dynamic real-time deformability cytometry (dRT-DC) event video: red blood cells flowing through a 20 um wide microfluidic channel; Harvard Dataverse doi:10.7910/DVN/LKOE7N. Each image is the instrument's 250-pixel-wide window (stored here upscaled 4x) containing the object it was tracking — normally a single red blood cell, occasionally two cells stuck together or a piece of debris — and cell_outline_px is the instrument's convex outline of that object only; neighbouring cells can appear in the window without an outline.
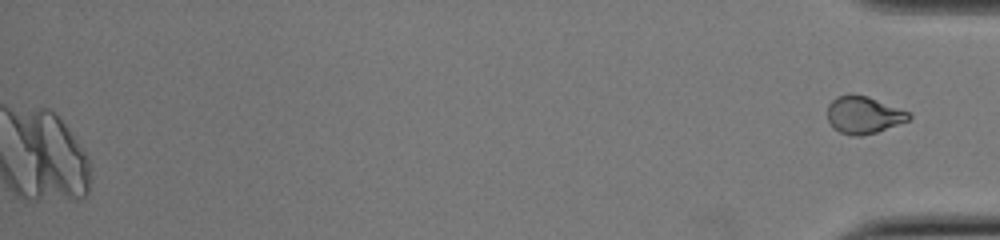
{"species": "common noctule bat (a hibernating species)", "species_latin": "Nyctalus noctula", "temperature_condition": "cold", "stored_images_in_passage": 46, "camera_frame_rate_fps": 3000, "um_per_image_px": 0.085, "animal": {"sex": "female", "body_mass_g": 22.0, "forearm_length_mm": 56.7}, "frame": {"image": 1, "passage_image": 46, "time_ms": 15.0, "image_size_px": [1000, 240], "cell_outline_px": [[912, 116], [908, 120], [876, 132], [860, 136], [852, 136], [840, 132], [832, 128], [828, 120], [828, 104], [836, 96], [852, 92], [868, 96], [912, 112]], "centroid_in_image_um": [73.4, 9.74], "position_along_channel_um": 361.8, "area_um2": 18.03}}